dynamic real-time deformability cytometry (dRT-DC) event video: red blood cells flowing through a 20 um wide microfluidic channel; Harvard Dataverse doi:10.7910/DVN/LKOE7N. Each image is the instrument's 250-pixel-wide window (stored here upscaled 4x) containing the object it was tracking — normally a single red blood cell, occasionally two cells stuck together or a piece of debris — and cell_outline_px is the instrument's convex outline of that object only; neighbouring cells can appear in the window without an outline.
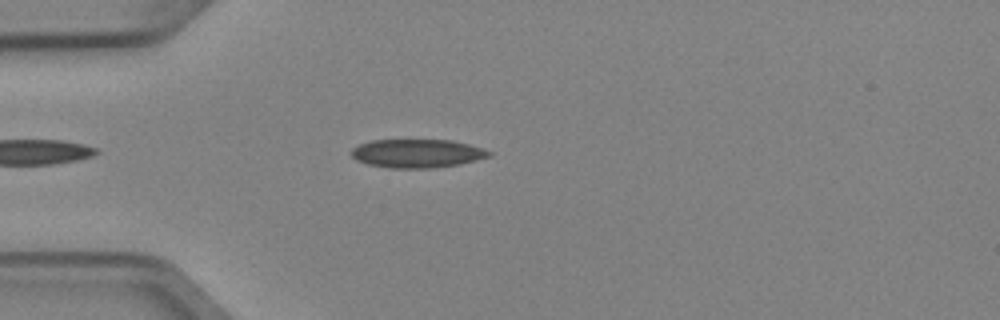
{"species": "Egyptian fruit bat (a non-hibernating species)", "species_latin": "Rousettus aegyptiacus", "temperature_condition": "cold", "stored_images_in_passage": 5, "camera_frame_rate_fps": 3000, "um_per_image_px": 0.085, "animal": {"sex": "female"}, "frame": {"image": 1, "passage_image": 4, "time_ms": 1.0, "image_size_px": [1000, 320], "cell_outline_px": [[492, 156], [460, 164], [432, 168], [392, 168], [368, 164], [356, 160], [348, 152], [352, 148], [360, 144], [372, 140], [452, 140], [484, 148], [492, 152]], "centroid_in_image_um": [35.46, 13.04], "position_along_channel_um": 49.5, "area_um2": 23.0}}